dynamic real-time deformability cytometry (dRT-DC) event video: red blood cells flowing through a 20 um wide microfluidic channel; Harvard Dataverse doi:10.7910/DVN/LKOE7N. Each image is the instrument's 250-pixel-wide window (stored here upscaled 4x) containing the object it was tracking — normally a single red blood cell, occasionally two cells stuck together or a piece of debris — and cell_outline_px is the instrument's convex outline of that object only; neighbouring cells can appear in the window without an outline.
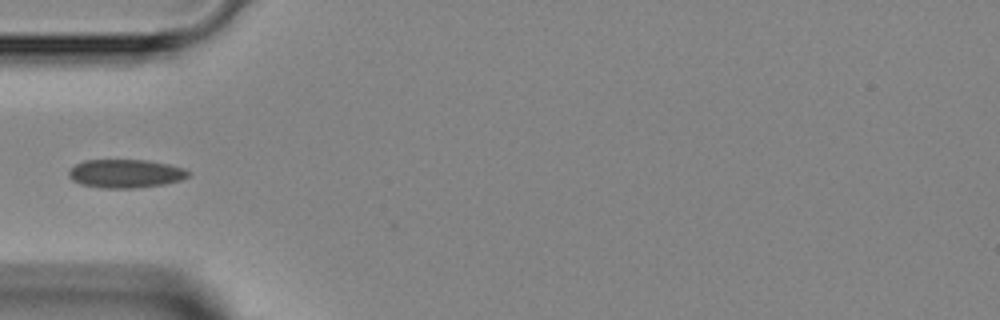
{"species": "Egyptian fruit bat (a non-hibernating species)", "species_latin": "Rousettus aegyptiacus", "temperature_condition": "room temperature", "stored_images_in_passage": 5, "camera_frame_rate_fps": 3000, "um_per_image_px": 0.085, "animal": {"sex": "female"}, "frame": {"image": 1, "passage_image": 3, "time_ms": 2.333, "image_size_px": [1000, 320], "cell_outline_px": [[192, 172], [188, 176], [180, 180], [164, 184], [136, 188], [100, 188], [80, 184], [72, 180], [68, 176], [68, 172], [76, 164], [84, 160], [144, 160], [168, 164], [184, 168]], "centroid_in_image_um": [10.66, 14.76], "position_along_channel_um": 74.3, "area_um2": 19.88}}
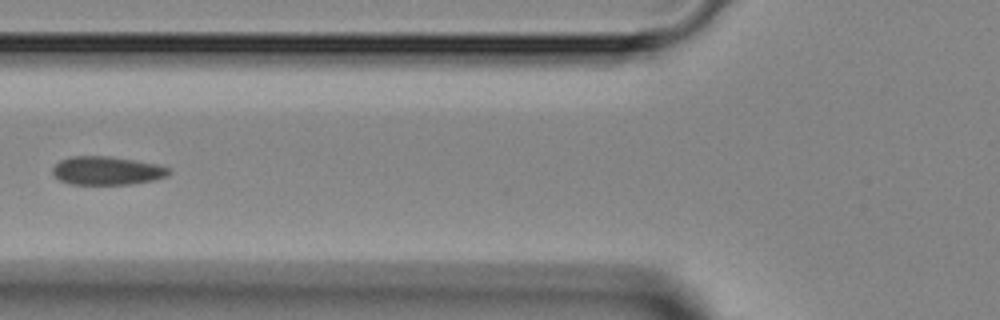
{"frame": {"image": 2, "passage_image": 4, "time_ms": 3.333, "image_size_px": [1000, 320], "cell_outline_px": [[172, 172], [164, 176], [152, 180], [132, 184], [72, 184], [60, 180], [52, 176], [52, 168], [60, 160], [72, 156], [108, 156], [156, 164], [168, 168]], "centroid_in_image_um": [9.03, 14.51], "position_along_channel_um": 116.8, "area_um2": 19.07}}
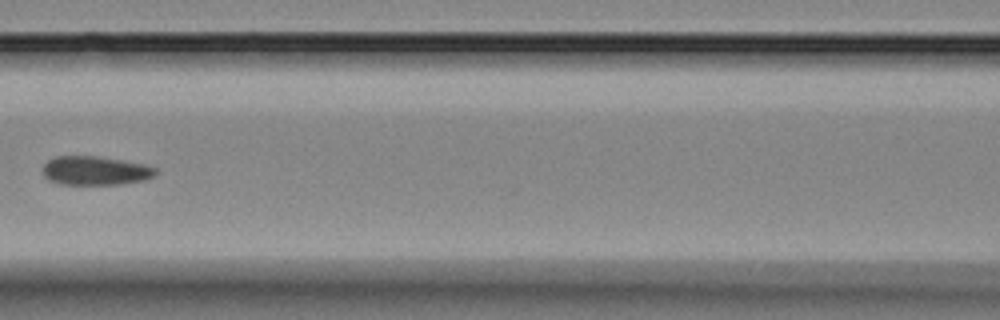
{"frame": {"image": 3, "passage_image": 5, "time_ms": 4.333, "image_size_px": [1000, 320], "cell_outline_px": [[156, 172], [152, 176], [144, 180], [120, 184], [60, 184], [48, 180], [44, 176], [40, 168], [48, 160], [56, 156], [96, 156], [144, 164], [156, 168]], "centroid_in_image_um": [8.03, 14.5], "position_along_channel_um": 158.6, "area_um2": 18.96}}